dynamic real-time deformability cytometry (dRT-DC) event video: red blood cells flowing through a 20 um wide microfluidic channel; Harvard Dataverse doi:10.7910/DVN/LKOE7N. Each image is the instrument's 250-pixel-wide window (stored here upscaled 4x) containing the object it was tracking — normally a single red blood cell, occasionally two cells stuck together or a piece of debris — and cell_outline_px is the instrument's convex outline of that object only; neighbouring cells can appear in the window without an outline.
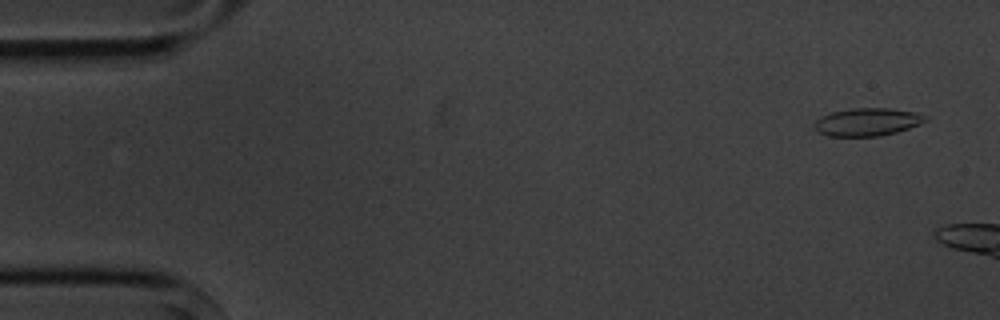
{"species": "common noctule bat (a hibernating species)", "species_latin": "Nyctalus noctula", "temperature_condition": "cold", "stored_images_in_passage": 3, "camera_frame_rate_fps": 3000, "um_per_image_px": 0.085, "animal": {"sex": "male", "body_mass_g": 20.1, "forearm_length_mm": 53.5}, "frame": {"image": 1, "passage_image": 1, "time_ms": 0.0, "image_size_px": [1000, 320], "cell_outline_px": [[928, 120], [920, 124], [896, 132], [880, 136], [828, 136], [820, 132], [816, 128], [816, 120], [820, 116], [832, 112], [852, 108], [892, 108], [916, 112], [928, 116]], "centroid_in_image_um": [73.77, 10.35], "position_along_channel_um": 11.2, "area_um2": 17.98}}